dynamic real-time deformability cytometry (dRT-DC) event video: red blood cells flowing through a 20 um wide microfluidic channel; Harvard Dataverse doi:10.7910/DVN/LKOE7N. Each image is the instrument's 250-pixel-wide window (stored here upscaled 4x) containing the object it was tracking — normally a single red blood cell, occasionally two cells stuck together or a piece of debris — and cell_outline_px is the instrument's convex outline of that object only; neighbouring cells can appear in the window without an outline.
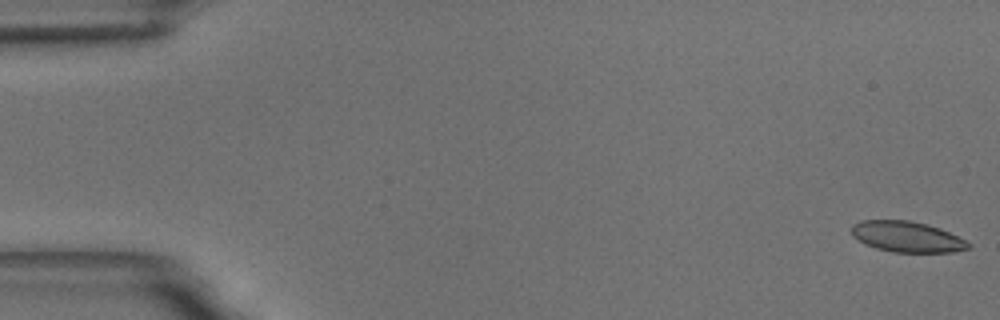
{"species": "common noctule bat (a hibernating species)", "species_latin": "Nyctalus noctula", "temperature_condition": "room temperature", "stored_images_in_passage": 56, "camera_frame_rate_fps": 3000, "um_per_image_px": 0.085, "animal": {"sex": "male", "body_mass_g": 18.8}, "frame": {"image": 1, "passage_image": 1, "time_ms": 0.0, "image_size_px": [1000, 320], "cell_outline_px": [[972, 248], [952, 252], [892, 252], [876, 248], [864, 244], [852, 236], [852, 224], [860, 220], [908, 220], [928, 224], [940, 228], [972, 244]], "centroid_in_image_um": [77.08, 20.12], "position_along_channel_um": 7.9, "area_um2": 21.04}}
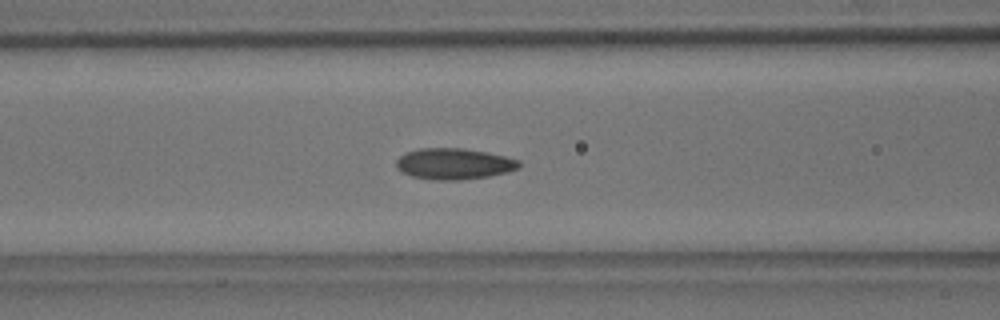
{"frame": {"image": 2, "passage_image": 23, "time_ms": 7.333, "image_size_px": [1000, 320], "cell_outline_px": [[520, 164], [516, 168], [508, 172], [488, 176], [460, 180], [436, 180], [412, 176], [396, 168], [396, 160], [404, 152], [420, 148], [464, 148], [488, 152], [520, 160]], "centroid_in_image_um": [38.57, 13.91], "position_along_channel_um": 128.0, "area_um2": 22.25}}
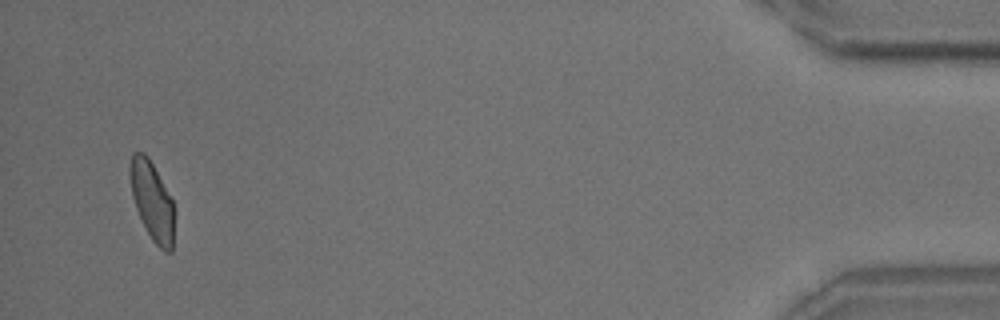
{"frame": {"image": 3, "passage_image": 54, "time_ms": 17.667, "image_size_px": [1000, 320], "cell_outline_px": [[176, 212], [172, 252], [164, 252], [152, 240], [136, 208], [132, 196], [128, 168], [132, 152], [144, 152], [148, 156], [172, 200], [176, 208]], "centroid_in_image_um": [12.95, 17.09], "position_along_channel_um": 422.2, "area_um2": 20.58}, "authors_computed_cell_mechanics": {"area_um2": 21.3571, "velocity_mm_per_s": 3.6177, "shape_relaxation_time_tau1_ms": 3.7746, "shape_relaxation_time_tau2_ms": 1.6886, "deformation_change_tau1": 0.1127, "deformation_change_tau2": 0.0687}}